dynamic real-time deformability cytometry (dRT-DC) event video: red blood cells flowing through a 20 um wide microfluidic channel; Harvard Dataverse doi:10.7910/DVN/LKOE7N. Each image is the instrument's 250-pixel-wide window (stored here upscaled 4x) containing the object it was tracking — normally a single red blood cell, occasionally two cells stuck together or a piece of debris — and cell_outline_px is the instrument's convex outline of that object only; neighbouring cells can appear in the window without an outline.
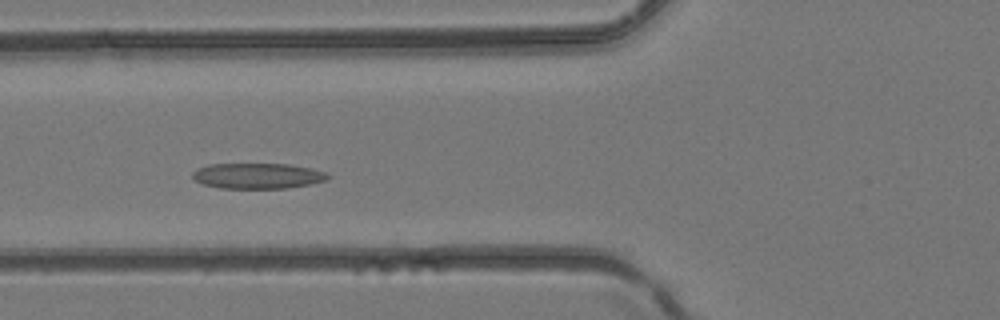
{"species": "common noctule bat (a hibernating species)", "species_latin": "Nyctalus noctula", "temperature_condition": "room temperature", "stored_images_in_passage": 41, "camera_frame_rate_fps": 3000, "um_per_image_px": 0.085, "animal": {"sex": "female", "body_mass_g": 24.6, "forearm_length_mm": 56.2}, "frame": {"image": 1, "passage_image": 14, "time_ms": 4.333, "image_size_px": [1000, 320], "cell_outline_px": [[332, 176], [328, 180], [288, 188], [220, 188], [204, 184], [196, 180], [192, 176], [192, 172], [196, 168], [208, 164], [288, 164], [312, 168], [328, 172]], "centroid_in_image_um": [21.94, 14.94], "position_along_channel_um": 103.9, "area_um2": 20.29}}
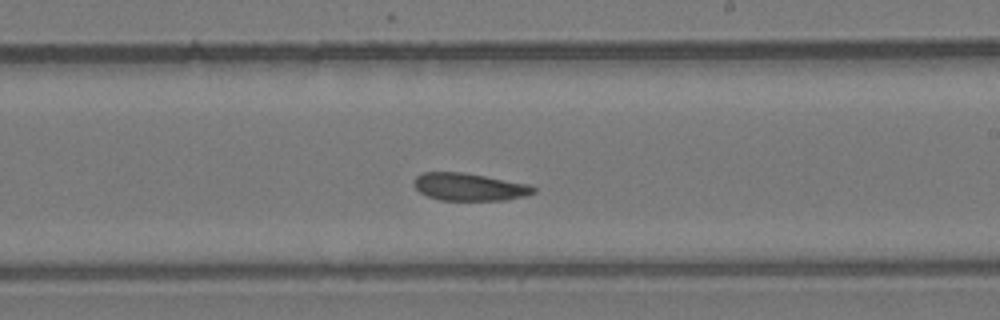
{"frame": {"image": 2, "passage_image": 23, "time_ms": 7.333, "image_size_px": [1000, 320], "cell_outline_px": [[536, 192], [528, 196], [508, 200], [440, 200], [428, 196], [420, 192], [412, 184], [416, 176], [424, 172], [460, 172], [484, 176], [528, 184], [536, 188]], "centroid_in_image_um": [39.91, 15.9], "position_along_channel_um": 249.1, "area_um2": 19.19}}
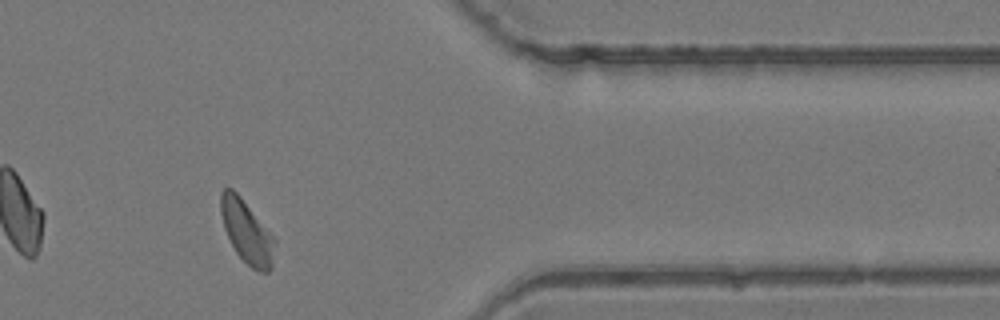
{"frame": {"image": 3, "passage_image": 33, "time_ms": 10.667, "image_size_px": [1000, 320], "cell_outline_px": [[276, 240], [272, 268], [268, 272], [260, 272], [252, 268], [236, 252], [224, 228], [220, 212], [220, 192], [224, 188], [232, 188], [240, 196]], "centroid_in_image_um": [20.97, 19.7], "position_along_channel_um": 390.4, "area_um2": 19.54}}